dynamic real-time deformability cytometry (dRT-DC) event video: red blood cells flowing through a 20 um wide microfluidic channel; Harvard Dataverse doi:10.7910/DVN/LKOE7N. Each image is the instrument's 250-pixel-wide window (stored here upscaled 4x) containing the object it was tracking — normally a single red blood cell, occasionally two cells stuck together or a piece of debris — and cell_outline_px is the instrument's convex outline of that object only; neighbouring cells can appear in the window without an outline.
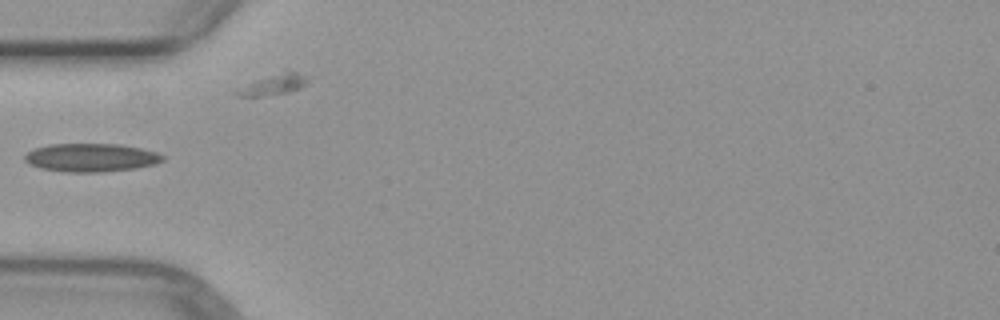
{"species": "common noctule bat (a hibernating species)", "species_latin": "Nyctalus noctula", "temperature_condition": "warm", "stored_images_in_passage": 8, "camera_frame_rate_fps": 3000, "um_per_image_px": 0.085, "animal": {"sex": "female", "body_mass_g": 29.2, "forearm_length_mm": 56.3}, "frame": {"image": 1, "passage_image": 5, "time_ms": 5.0, "image_size_px": [1000, 320], "cell_outline_px": [[164, 160], [156, 164], [136, 168], [104, 172], [64, 172], [40, 168], [24, 160], [24, 156], [28, 152], [36, 148], [52, 144], [120, 144], [140, 148], [156, 152], [164, 156]], "centroid_in_image_um": [7.77, 13.4], "position_along_channel_um": 77.2, "area_um2": 22.72}}
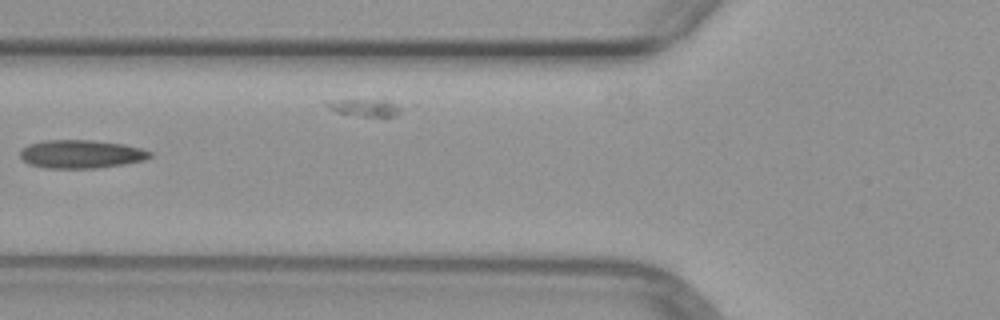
{"frame": {"image": 2, "passage_image": 6, "time_ms": 6.0, "image_size_px": [1000, 320], "cell_outline_px": [[152, 156], [144, 160], [124, 164], [96, 168], [44, 168], [28, 164], [20, 156], [20, 152], [28, 144], [44, 140], [92, 140], [124, 144], [140, 148], [152, 152]], "centroid_in_image_um": [6.89, 13.1], "position_along_channel_um": 118.9, "area_um2": 21.44}}